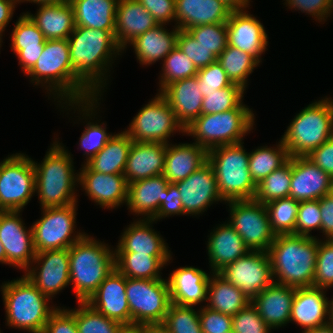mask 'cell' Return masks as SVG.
I'll use <instances>...</instances> for the list:
<instances>
[{
	"mask_svg": "<svg viewBox=\"0 0 333 333\" xmlns=\"http://www.w3.org/2000/svg\"><path fill=\"white\" fill-rule=\"evenodd\" d=\"M67 40L74 72L98 96H104L111 83L110 69H114L115 60L123 55L115 31L75 26Z\"/></svg>",
	"mask_w": 333,
	"mask_h": 333,
	"instance_id": "1",
	"label": "cell"
},
{
	"mask_svg": "<svg viewBox=\"0 0 333 333\" xmlns=\"http://www.w3.org/2000/svg\"><path fill=\"white\" fill-rule=\"evenodd\" d=\"M25 76L34 86L41 85L48 100L52 99L54 104L85 101L98 96L74 72L67 39L46 40L41 56Z\"/></svg>",
	"mask_w": 333,
	"mask_h": 333,
	"instance_id": "2",
	"label": "cell"
},
{
	"mask_svg": "<svg viewBox=\"0 0 333 333\" xmlns=\"http://www.w3.org/2000/svg\"><path fill=\"white\" fill-rule=\"evenodd\" d=\"M57 136H54L41 162L32 159L35 196H38L41 208L64 207L79 202V170L74 167V155Z\"/></svg>",
	"mask_w": 333,
	"mask_h": 333,
	"instance_id": "3",
	"label": "cell"
},
{
	"mask_svg": "<svg viewBox=\"0 0 333 333\" xmlns=\"http://www.w3.org/2000/svg\"><path fill=\"white\" fill-rule=\"evenodd\" d=\"M318 236L276 235L268 249L275 283L295 288L314 287Z\"/></svg>",
	"mask_w": 333,
	"mask_h": 333,
	"instance_id": "4",
	"label": "cell"
},
{
	"mask_svg": "<svg viewBox=\"0 0 333 333\" xmlns=\"http://www.w3.org/2000/svg\"><path fill=\"white\" fill-rule=\"evenodd\" d=\"M0 292L5 325L28 333H43L50 315L59 307L24 275L2 282Z\"/></svg>",
	"mask_w": 333,
	"mask_h": 333,
	"instance_id": "5",
	"label": "cell"
},
{
	"mask_svg": "<svg viewBox=\"0 0 333 333\" xmlns=\"http://www.w3.org/2000/svg\"><path fill=\"white\" fill-rule=\"evenodd\" d=\"M86 233L69 250L70 286L77 302H86L115 269L114 248Z\"/></svg>",
	"mask_w": 333,
	"mask_h": 333,
	"instance_id": "6",
	"label": "cell"
},
{
	"mask_svg": "<svg viewBox=\"0 0 333 333\" xmlns=\"http://www.w3.org/2000/svg\"><path fill=\"white\" fill-rule=\"evenodd\" d=\"M254 112L243 101L235 109L200 115L184 128V134L207 151L218 146L239 144L256 126Z\"/></svg>",
	"mask_w": 333,
	"mask_h": 333,
	"instance_id": "7",
	"label": "cell"
},
{
	"mask_svg": "<svg viewBox=\"0 0 333 333\" xmlns=\"http://www.w3.org/2000/svg\"><path fill=\"white\" fill-rule=\"evenodd\" d=\"M290 121L281 140L290 157L307 156L333 137V99L312 101Z\"/></svg>",
	"mask_w": 333,
	"mask_h": 333,
	"instance_id": "8",
	"label": "cell"
},
{
	"mask_svg": "<svg viewBox=\"0 0 333 333\" xmlns=\"http://www.w3.org/2000/svg\"><path fill=\"white\" fill-rule=\"evenodd\" d=\"M244 142L212 148L208 162L215 172L219 195L224 202L254 199L257 184L249 171V152Z\"/></svg>",
	"mask_w": 333,
	"mask_h": 333,
	"instance_id": "9",
	"label": "cell"
},
{
	"mask_svg": "<svg viewBox=\"0 0 333 333\" xmlns=\"http://www.w3.org/2000/svg\"><path fill=\"white\" fill-rule=\"evenodd\" d=\"M131 329L143 325H161L171 304L169 286L164 279L126 278Z\"/></svg>",
	"mask_w": 333,
	"mask_h": 333,
	"instance_id": "10",
	"label": "cell"
},
{
	"mask_svg": "<svg viewBox=\"0 0 333 333\" xmlns=\"http://www.w3.org/2000/svg\"><path fill=\"white\" fill-rule=\"evenodd\" d=\"M78 206L74 203L64 207L40 208L41 217L31 225L36 253L69 249L87 233L76 230Z\"/></svg>",
	"mask_w": 333,
	"mask_h": 333,
	"instance_id": "11",
	"label": "cell"
},
{
	"mask_svg": "<svg viewBox=\"0 0 333 333\" xmlns=\"http://www.w3.org/2000/svg\"><path fill=\"white\" fill-rule=\"evenodd\" d=\"M124 131L133 142L170 143L174 134H184L175 112L166 99L157 92L133 117Z\"/></svg>",
	"mask_w": 333,
	"mask_h": 333,
	"instance_id": "12",
	"label": "cell"
},
{
	"mask_svg": "<svg viewBox=\"0 0 333 333\" xmlns=\"http://www.w3.org/2000/svg\"><path fill=\"white\" fill-rule=\"evenodd\" d=\"M35 196V169L26 153H13L1 160L0 209L22 211Z\"/></svg>",
	"mask_w": 333,
	"mask_h": 333,
	"instance_id": "13",
	"label": "cell"
},
{
	"mask_svg": "<svg viewBox=\"0 0 333 333\" xmlns=\"http://www.w3.org/2000/svg\"><path fill=\"white\" fill-rule=\"evenodd\" d=\"M225 204L230 213L227 222L242 237L250 251L267 252L276 235L272 231L265 205L255 199L234 200Z\"/></svg>",
	"mask_w": 333,
	"mask_h": 333,
	"instance_id": "14",
	"label": "cell"
},
{
	"mask_svg": "<svg viewBox=\"0 0 333 333\" xmlns=\"http://www.w3.org/2000/svg\"><path fill=\"white\" fill-rule=\"evenodd\" d=\"M103 97L104 96H97L85 101L60 102L55 104L57 105L56 107L60 109L58 110L60 113L63 112L64 114L67 111L65 113L67 117H69L70 114H74V117H76L74 120L77 121L78 119V122L74 121V124L86 123L83 132L79 137V142L77 143L79 146L77 149L81 148L80 150H84L82 156H85V160L82 164H86L92 157L102 150L115 134L106 130L108 129L107 123L104 121L101 122L100 119H102V117L98 115L102 112L100 111V108H102L101 100L103 101Z\"/></svg>",
	"mask_w": 333,
	"mask_h": 333,
	"instance_id": "15",
	"label": "cell"
},
{
	"mask_svg": "<svg viewBox=\"0 0 333 333\" xmlns=\"http://www.w3.org/2000/svg\"><path fill=\"white\" fill-rule=\"evenodd\" d=\"M218 273L240 288L250 301L274 282L270 258L265 251H249Z\"/></svg>",
	"mask_w": 333,
	"mask_h": 333,
	"instance_id": "16",
	"label": "cell"
},
{
	"mask_svg": "<svg viewBox=\"0 0 333 333\" xmlns=\"http://www.w3.org/2000/svg\"><path fill=\"white\" fill-rule=\"evenodd\" d=\"M23 275L51 300L70 285L68 249L37 252Z\"/></svg>",
	"mask_w": 333,
	"mask_h": 333,
	"instance_id": "17",
	"label": "cell"
},
{
	"mask_svg": "<svg viewBox=\"0 0 333 333\" xmlns=\"http://www.w3.org/2000/svg\"><path fill=\"white\" fill-rule=\"evenodd\" d=\"M21 212H0V241L6 253V265L24 272L34 260L36 251L32 228L26 226Z\"/></svg>",
	"mask_w": 333,
	"mask_h": 333,
	"instance_id": "18",
	"label": "cell"
},
{
	"mask_svg": "<svg viewBox=\"0 0 333 333\" xmlns=\"http://www.w3.org/2000/svg\"><path fill=\"white\" fill-rule=\"evenodd\" d=\"M154 223L153 219H135L127 225L114 246L115 253L148 254L168 266L173 261V253L160 232L153 228Z\"/></svg>",
	"mask_w": 333,
	"mask_h": 333,
	"instance_id": "19",
	"label": "cell"
},
{
	"mask_svg": "<svg viewBox=\"0 0 333 333\" xmlns=\"http://www.w3.org/2000/svg\"><path fill=\"white\" fill-rule=\"evenodd\" d=\"M188 216H202L215 203H224L219 195L215 172L207 161L186 179L175 182Z\"/></svg>",
	"mask_w": 333,
	"mask_h": 333,
	"instance_id": "20",
	"label": "cell"
},
{
	"mask_svg": "<svg viewBox=\"0 0 333 333\" xmlns=\"http://www.w3.org/2000/svg\"><path fill=\"white\" fill-rule=\"evenodd\" d=\"M81 166L78 186L94 205L111 211L126 206L128 183L124 174H104L92 171L86 164Z\"/></svg>",
	"mask_w": 333,
	"mask_h": 333,
	"instance_id": "21",
	"label": "cell"
},
{
	"mask_svg": "<svg viewBox=\"0 0 333 333\" xmlns=\"http://www.w3.org/2000/svg\"><path fill=\"white\" fill-rule=\"evenodd\" d=\"M246 10L231 11L227 26L228 45L253 55L263 63L262 54L268 50L269 37L264 24Z\"/></svg>",
	"mask_w": 333,
	"mask_h": 333,
	"instance_id": "22",
	"label": "cell"
},
{
	"mask_svg": "<svg viewBox=\"0 0 333 333\" xmlns=\"http://www.w3.org/2000/svg\"><path fill=\"white\" fill-rule=\"evenodd\" d=\"M125 291L126 277L115 268L86 303L100 314L131 329L130 308Z\"/></svg>",
	"mask_w": 333,
	"mask_h": 333,
	"instance_id": "23",
	"label": "cell"
},
{
	"mask_svg": "<svg viewBox=\"0 0 333 333\" xmlns=\"http://www.w3.org/2000/svg\"><path fill=\"white\" fill-rule=\"evenodd\" d=\"M333 192V178L306 156L291 157L289 197L296 201L321 199Z\"/></svg>",
	"mask_w": 333,
	"mask_h": 333,
	"instance_id": "24",
	"label": "cell"
},
{
	"mask_svg": "<svg viewBox=\"0 0 333 333\" xmlns=\"http://www.w3.org/2000/svg\"><path fill=\"white\" fill-rule=\"evenodd\" d=\"M208 273L193 265L173 269L167 277L171 303L180 306H205L212 272Z\"/></svg>",
	"mask_w": 333,
	"mask_h": 333,
	"instance_id": "25",
	"label": "cell"
},
{
	"mask_svg": "<svg viewBox=\"0 0 333 333\" xmlns=\"http://www.w3.org/2000/svg\"><path fill=\"white\" fill-rule=\"evenodd\" d=\"M220 223L215 225L207 235L206 250L210 272H219L250 251L242 237L227 220Z\"/></svg>",
	"mask_w": 333,
	"mask_h": 333,
	"instance_id": "26",
	"label": "cell"
},
{
	"mask_svg": "<svg viewBox=\"0 0 333 333\" xmlns=\"http://www.w3.org/2000/svg\"><path fill=\"white\" fill-rule=\"evenodd\" d=\"M327 289L318 287L296 288L290 323L302 331L329 323V297Z\"/></svg>",
	"mask_w": 333,
	"mask_h": 333,
	"instance_id": "27",
	"label": "cell"
},
{
	"mask_svg": "<svg viewBox=\"0 0 333 333\" xmlns=\"http://www.w3.org/2000/svg\"><path fill=\"white\" fill-rule=\"evenodd\" d=\"M14 22L9 36L11 51L18 58V65L26 75L36 64L45 46V37L37 25L25 13Z\"/></svg>",
	"mask_w": 333,
	"mask_h": 333,
	"instance_id": "28",
	"label": "cell"
},
{
	"mask_svg": "<svg viewBox=\"0 0 333 333\" xmlns=\"http://www.w3.org/2000/svg\"><path fill=\"white\" fill-rule=\"evenodd\" d=\"M295 290V287L273 282L251 301L273 331L290 323Z\"/></svg>",
	"mask_w": 333,
	"mask_h": 333,
	"instance_id": "29",
	"label": "cell"
},
{
	"mask_svg": "<svg viewBox=\"0 0 333 333\" xmlns=\"http://www.w3.org/2000/svg\"><path fill=\"white\" fill-rule=\"evenodd\" d=\"M172 27L170 31L166 24H158L131 41L123 50V53L131 46L137 62L139 61L138 63L143 67L145 65L146 68V66L148 67L156 62L162 64L164 58L177 47L179 29L175 25H172Z\"/></svg>",
	"mask_w": 333,
	"mask_h": 333,
	"instance_id": "30",
	"label": "cell"
},
{
	"mask_svg": "<svg viewBox=\"0 0 333 333\" xmlns=\"http://www.w3.org/2000/svg\"><path fill=\"white\" fill-rule=\"evenodd\" d=\"M168 184L163 174L129 183L126 203L128 212L137 219H153L163 203Z\"/></svg>",
	"mask_w": 333,
	"mask_h": 333,
	"instance_id": "31",
	"label": "cell"
},
{
	"mask_svg": "<svg viewBox=\"0 0 333 333\" xmlns=\"http://www.w3.org/2000/svg\"><path fill=\"white\" fill-rule=\"evenodd\" d=\"M160 94L174 110L183 128L201 115L203 95L196 76L172 82Z\"/></svg>",
	"mask_w": 333,
	"mask_h": 333,
	"instance_id": "32",
	"label": "cell"
},
{
	"mask_svg": "<svg viewBox=\"0 0 333 333\" xmlns=\"http://www.w3.org/2000/svg\"><path fill=\"white\" fill-rule=\"evenodd\" d=\"M166 146L165 143L132 142L123 173L127 183L162 175Z\"/></svg>",
	"mask_w": 333,
	"mask_h": 333,
	"instance_id": "33",
	"label": "cell"
},
{
	"mask_svg": "<svg viewBox=\"0 0 333 333\" xmlns=\"http://www.w3.org/2000/svg\"><path fill=\"white\" fill-rule=\"evenodd\" d=\"M175 26L188 30L199 25L226 23L231 9L221 0H175Z\"/></svg>",
	"mask_w": 333,
	"mask_h": 333,
	"instance_id": "34",
	"label": "cell"
},
{
	"mask_svg": "<svg viewBox=\"0 0 333 333\" xmlns=\"http://www.w3.org/2000/svg\"><path fill=\"white\" fill-rule=\"evenodd\" d=\"M157 25L155 18L137 0L118 1L115 40L122 50L136 37Z\"/></svg>",
	"mask_w": 333,
	"mask_h": 333,
	"instance_id": "35",
	"label": "cell"
},
{
	"mask_svg": "<svg viewBox=\"0 0 333 333\" xmlns=\"http://www.w3.org/2000/svg\"><path fill=\"white\" fill-rule=\"evenodd\" d=\"M208 161V151L196 144L168 143L163 175L169 183L186 179Z\"/></svg>",
	"mask_w": 333,
	"mask_h": 333,
	"instance_id": "36",
	"label": "cell"
},
{
	"mask_svg": "<svg viewBox=\"0 0 333 333\" xmlns=\"http://www.w3.org/2000/svg\"><path fill=\"white\" fill-rule=\"evenodd\" d=\"M37 11L25 12L46 40L67 39L75 29V17L69 2L37 5Z\"/></svg>",
	"mask_w": 333,
	"mask_h": 333,
	"instance_id": "37",
	"label": "cell"
},
{
	"mask_svg": "<svg viewBox=\"0 0 333 333\" xmlns=\"http://www.w3.org/2000/svg\"><path fill=\"white\" fill-rule=\"evenodd\" d=\"M119 0H69L75 25L85 28L115 31Z\"/></svg>",
	"mask_w": 333,
	"mask_h": 333,
	"instance_id": "38",
	"label": "cell"
},
{
	"mask_svg": "<svg viewBox=\"0 0 333 333\" xmlns=\"http://www.w3.org/2000/svg\"><path fill=\"white\" fill-rule=\"evenodd\" d=\"M251 301L240 288L231 284L218 272H212L207 288L206 307L234 316Z\"/></svg>",
	"mask_w": 333,
	"mask_h": 333,
	"instance_id": "39",
	"label": "cell"
},
{
	"mask_svg": "<svg viewBox=\"0 0 333 333\" xmlns=\"http://www.w3.org/2000/svg\"><path fill=\"white\" fill-rule=\"evenodd\" d=\"M132 139L123 130L114 134L105 147L92 157L86 165L104 174H123Z\"/></svg>",
	"mask_w": 333,
	"mask_h": 333,
	"instance_id": "40",
	"label": "cell"
},
{
	"mask_svg": "<svg viewBox=\"0 0 333 333\" xmlns=\"http://www.w3.org/2000/svg\"><path fill=\"white\" fill-rule=\"evenodd\" d=\"M275 144L258 146L249 152V171L256 184L284 165L290 158L281 138Z\"/></svg>",
	"mask_w": 333,
	"mask_h": 333,
	"instance_id": "41",
	"label": "cell"
},
{
	"mask_svg": "<svg viewBox=\"0 0 333 333\" xmlns=\"http://www.w3.org/2000/svg\"><path fill=\"white\" fill-rule=\"evenodd\" d=\"M115 268L126 278L164 279L165 265L148 254L115 253Z\"/></svg>",
	"mask_w": 333,
	"mask_h": 333,
	"instance_id": "42",
	"label": "cell"
},
{
	"mask_svg": "<svg viewBox=\"0 0 333 333\" xmlns=\"http://www.w3.org/2000/svg\"><path fill=\"white\" fill-rule=\"evenodd\" d=\"M217 61L227 74L229 80L247 90L249 77L261 63L251 54L227 45L218 56ZM260 65V66H259Z\"/></svg>",
	"mask_w": 333,
	"mask_h": 333,
	"instance_id": "43",
	"label": "cell"
},
{
	"mask_svg": "<svg viewBox=\"0 0 333 333\" xmlns=\"http://www.w3.org/2000/svg\"><path fill=\"white\" fill-rule=\"evenodd\" d=\"M77 308L65 307L74 317L78 333H123L127 328L91 308L86 302H77Z\"/></svg>",
	"mask_w": 333,
	"mask_h": 333,
	"instance_id": "44",
	"label": "cell"
},
{
	"mask_svg": "<svg viewBox=\"0 0 333 333\" xmlns=\"http://www.w3.org/2000/svg\"><path fill=\"white\" fill-rule=\"evenodd\" d=\"M291 186V157L257 184L254 199L264 205L273 200L289 197Z\"/></svg>",
	"mask_w": 333,
	"mask_h": 333,
	"instance_id": "45",
	"label": "cell"
},
{
	"mask_svg": "<svg viewBox=\"0 0 333 333\" xmlns=\"http://www.w3.org/2000/svg\"><path fill=\"white\" fill-rule=\"evenodd\" d=\"M265 207L275 235L295 234L299 201L286 197L268 202Z\"/></svg>",
	"mask_w": 333,
	"mask_h": 333,
	"instance_id": "46",
	"label": "cell"
},
{
	"mask_svg": "<svg viewBox=\"0 0 333 333\" xmlns=\"http://www.w3.org/2000/svg\"><path fill=\"white\" fill-rule=\"evenodd\" d=\"M197 73L198 69L194 63L175 47L162 62L157 91L160 93L172 82L195 77Z\"/></svg>",
	"mask_w": 333,
	"mask_h": 333,
	"instance_id": "47",
	"label": "cell"
},
{
	"mask_svg": "<svg viewBox=\"0 0 333 333\" xmlns=\"http://www.w3.org/2000/svg\"><path fill=\"white\" fill-rule=\"evenodd\" d=\"M169 333H203L199 307L171 303L161 324Z\"/></svg>",
	"mask_w": 333,
	"mask_h": 333,
	"instance_id": "48",
	"label": "cell"
},
{
	"mask_svg": "<svg viewBox=\"0 0 333 333\" xmlns=\"http://www.w3.org/2000/svg\"><path fill=\"white\" fill-rule=\"evenodd\" d=\"M245 91L239 85L232 83L228 87L206 93V97H203L201 115L222 113L235 109L243 102Z\"/></svg>",
	"mask_w": 333,
	"mask_h": 333,
	"instance_id": "49",
	"label": "cell"
},
{
	"mask_svg": "<svg viewBox=\"0 0 333 333\" xmlns=\"http://www.w3.org/2000/svg\"><path fill=\"white\" fill-rule=\"evenodd\" d=\"M197 41L217 57L228 45L226 23L199 25L187 30Z\"/></svg>",
	"mask_w": 333,
	"mask_h": 333,
	"instance_id": "50",
	"label": "cell"
},
{
	"mask_svg": "<svg viewBox=\"0 0 333 333\" xmlns=\"http://www.w3.org/2000/svg\"><path fill=\"white\" fill-rule=\"evenodd\" d=\"M317 249L314 287L333 288V239H320Z\"/></svg>",
	"mask_w": 333,
	"mask_h": 333,
	"instance_id": "51",
	"label": "cell"
},
{
	"mask_svg": "<svg viewBox=\"0 0 333 333\" xmlns=\"http://www.w3.org/2000/svg\"><path fill=\"white\" fill-rule=\"evenodd\" d=\"M177 48L182 51L197 69L207 67L217 60V56L206 48L186 30L179 29Z\"/></svg>",
	"mask_w": 333,
	"mask_h": 333,
	"instance_id": "52",
	"label": "cell"
},
{
	"mask_svg": "<svg viewBox=\"0 0 333 333\" xmlns=\"http://www.w3.org/2000/svg\"><path fill=\"white\" fill-rule=\"evenodd\" d=\"M312 230L321 232L319 199L299 202L295 235L314 237Z\"/></svg>",
	"mask_w": 333,
	"mask_h": 333,
	"instance_id": "53",
	"label": "cell"
},
{
	"mask_svg": "<svg viewBox=\"0 0 333 333\" xmlns=\"http://www.w3.org/2000/svg\"><path fill=\"white\" fill-rule=\"evenodd\" d=\"M232 331L234 333H272V328L264 322L257 308L250 302L232 316Z\"/></svg>",
	"mask_w": 333,
	"mask_h": 333,
	"instance_id": "54",
	"label": "cell"
},
{
	"mask_svg": "<svg viewBox=\"0 0 333 333\" xmlns=\"http://www.w3.org/2000/svg\"><path fill=\"white\" fill-rule=\"evenodd\" d=\"M286 9L305 13L322 25L333 16V0H283Z\"/></svg>",
	"mask_w": 333,
	"mask_h": 333,
	"instance_id": "55",
	"label": "cell"
},
{
	"mask_svg": "<svg viewBox=\"0 0 333 333\" xmlns=\"http://www.w3.org/2000/svg\"><path fill=\"white\" fill-rule=\"evenodd\" d=\"M196 77L203 97H206V93H212L232 84L217 60L207 67L198 69Z\"/></svg>",
	"mask_w": 333,
	"mask_h": 333,
	"instance_id": "56",
	"label": "cell"
},
{
	"mask_svg": "<svg viewBox=\"0 0 333 333\" xmlns=\"http://www.w3.org/2000/svg\"><path fill=\"white\" fill-rule=\"evenodd\" d=\"M199 319L203 333H223L232 330V316L206 306L199 307Z\"/></svg>",
	"mask_w": 333,
	"mask_h": 333,
	"instance_id": "57",
	"label": "cell"
},
{
	"mask_svg": "<svg viewBox=\"0 0 333 333\" xmlns=\"http://www.w3.org/2000/svg\"><path fill=\"white\" fill-rule=\"evenodd\" d=\"M188 216L183 209L181 195L175 183H169L165 189L163 203L159 206L158 212L153 220L157 223L161 219L174 216Z\"/></svg>",
	"mask_w": 333,
	"mask_h": 333,
	"instance_id": "58",
	"label": "cell"
},
{
	"mask_svg": "<svg viewBox=\"0 0 333 333\" xmlns=\"http://www.w3.org/2000/svg\"><path fill=\"white\" fill-rule=\"evenodd\" d=\"M43 333H78L75 317L65 306H59L50 315Z\"/></svg>",
	"mask_w": 333,
	"mask_h": 333,
	"instance_id": "59",
	"label": "cell"
},
{
	"mask_svg": "<svg viewBox=\"0 0 333 333\" xmlns=\"http://www.w3.org/2000/svg\"><path fill=\"white\" fill-rule=\"evenodd\" d=\"M137 1L155 18L158 24H166L168 26L172 23L175 24V0Z\"/></svg>",
	"mask_w": 333,
	"mask_h": 333,
	"instance_id": "60",
	"label": "cell"
},
{
	"mask_svg": "<svg viewBox=\"0 0 333 333\" xmlns=\"http://www.w3.org/2000/svg\"><path fill=\"white\" fill-rule=\"evenodd\" d=\"M306 157L333 178V137L312 150Z\"/></svg>",
	"mask_w": 333,
	"mask_h": 333,
	"instance_id": "61",
	"label": "cell"
},
{
	"mask_svg": "<svg viewBox=\"0 0 333 333\" xmlns=\"http://www.w3.org/2000/svg\"><path fill=\"white\" fill-rule=\"evenodd\" d=\"M322 239H333V192L319 199ZM324 236V237H323Z\"/></svg>",
	"mask_w": 333,
	"mask_h": 333,
	"instance_id": "62",
	"label": "cell"
},
{
	"mask_svg": "<svg viewBox=\"0 0 333 333\" xmlns=\"http://www.w3.org/2000/svg\"><path fill=\"white\" fill-rule=\"evenodd\" d=\"M18 4L20 0H0V33L4 36L5 29L11 22Z\"/></svg>",
	"mask_w": 333,
	"mask_h": 333,
	"instance_id": "63",
	"label": "cell"
},
{
	"mask_svg": "<svg viewBox=\"0 0 333 333\" xmlns=\"http://www.w3.org/2000/svg\"><path fill=\"white\" fill-rule=\"evenodd\" d=\"M232 11L246 10L251 6L252 0H221Z\"/></svg>",
	"mask_w": 333,
	"mask_h": 333,
	"instance_id": "64",
	"label": "cell"
},
{
	"mask_svg": "<svg viewBox=\"0 0 333 333\" xmlns=\"http://www.w3.org/2000/svg\"><path fill=\"white\" fill-rule=\"evenodd\" d=\"M134 329L136 333H169L162 325H143Z\"/></svg>",
	"mask_w": 333,
	"mask_h": 333,
	"instance_id": "65",
	"label": "cell"
},
{
	"mask_svg": "<svg viewBox=\"0 0 333 333\" xmlns=\"http://www.w3.org/2000/svg\"><path fill=\"white\" fill-rule=\"evenodd\" d=\"M301 333H333V326L330 323H327L325 325L318 326L313 329L301 331Z\"/></svg>",
	"mask_w": 333,
	"mask_h": 333,
	"instance_id": "66",
	"label": "cell"
},
{
	"mask_svg": "<svg viewBox=\"0 0 333 333\" xmlns=\"http://www.w3.org/2000/svg\"><path fill=\"white\" fill-rule=\"evenodd\" d=\"M31 3L33 5H42V4H52V3H63V2H69V0H20L21 3Z\"/></svg>",
	"mask_w": 333,
	"mask_h": 333,
	"instance_id": "67",
	"label": "cell"
},
{
	"mask_svg": "<svg viewBox=\"0 0 333 333\" xmlns=\"http://www.w3.org/2000/svg\"><path fill=\"white\" fill-rule=\"evenodd\" d=\"M0 264L6 265V253L1 241H0Z\"/></svg>",
	"mask_w": 333,
	"mask_h": 333,
	"instance_id": "68",
	"label": "cell"
},
{
	"mask_svg": "<svg viewBox=\"0 0 333 333\" xmlns=\"http://www.w3.org/2000/svg\"><path fill=\"white\" fill-rule=\"evenodd\" d=\"M329 323L333 326V297L329 300Z\"/></svg>",
	"mask_w": 333,
	"mask_h": 333,
	"instance_id": "69",
	"label": "cell"
},
{
	"mask_svg": "<svg viewBox=\"0 0 333 333\" xmlns=\"http://www.w3.org/2000/svg\"><path fill=\"white\" fill-rule=\"evenodd\" d=\"M3 37H4V35L0 33V50H1V47H3V46H2V43H4V42H3V41H4V40H3V39H4ZM0 52H1V51H0Z\"/></svg>",
	"mask_w": 333,
	"mask_h": 333,
	"instance_id": "70",
	"label": "cell"
},
{
	"mask_svg": "<svg viewBox=\"0 0 333 333\" xmlns=\"http://www.w3.org/2000/svg\"><path fill=\"white\" fill-rule=\"evenodd\" d=\"M123 333H136V330L134 328L133 329H127Z\"/></svg>",
	"mask_w": 333,
	"mask_h": 333,
	"instance_id": "71",
	"label": "cell"
},
{
	"mask_svg": "<svg viewBox=\"0 0 333 333\" xmlns=\"http://www.w3.org/2000/svg\"><path fill=\"white\" fill-rule=\"evenodd\" d=\"M223 333H234L232 330L228 331V332H223Z\"/></svg>",
	"mask_w": 333,
	"mask_h": 333,
	"instance_id": "72",
	"label": "cell"
}]
</instances>
